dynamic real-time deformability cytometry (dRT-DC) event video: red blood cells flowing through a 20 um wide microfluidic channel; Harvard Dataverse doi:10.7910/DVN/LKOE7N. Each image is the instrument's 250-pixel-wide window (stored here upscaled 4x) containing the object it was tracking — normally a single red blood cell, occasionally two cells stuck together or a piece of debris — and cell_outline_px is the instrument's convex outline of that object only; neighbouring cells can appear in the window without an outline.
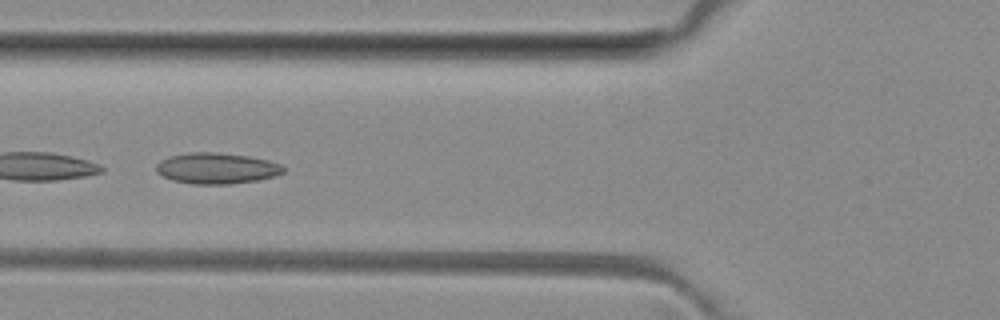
{"species": "common noctule bat (a hibernating species)", "species_latin": "Nyctalus noctula", "temperature_condition": "room temperature", "stored_images_in_passage": 6, "camera_frame_rate_fps": 3000, "um_per_image_px": 0.085, "animal": {"sex": "female", "body_mass_g": 29.2, "forearm_length_mm": 56.3}, "frame": {"image": 1, "passage_image": 5, "time_ms": 4.667, "image_size_px": [1000, 320], "cell_outline_px": [[284, 172], [276, 176], [256, 180], [228, 184], [192, 184], [172, 180], [156, 172], [156, 164], [160, 160], [168, 156], [188, 152], [216, 152], [248, 156], [268, 160], [280, 164], [284, 168]], "centroid_in_image_um": [18.39, 14.3], "position_along_channel_um": 107.4, "area_um2": 23.0}}
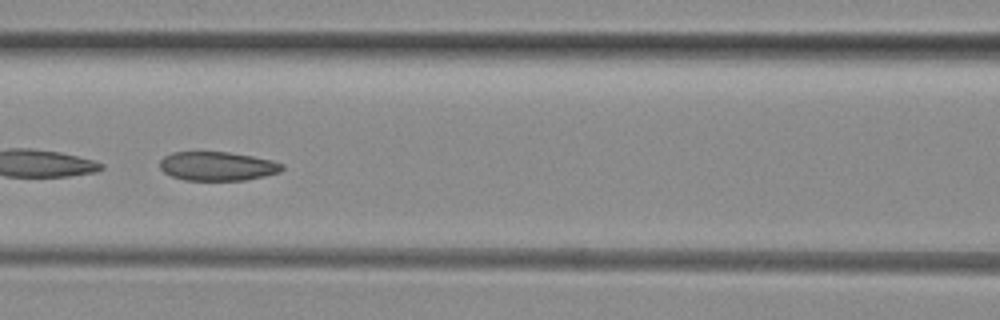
{"frame": {"image": 2, "passage_image": 6, "time_ms": 5.667, "image_size_px": [1000, 320], "cell_outline_px": [[284, 168], [280, 172], [264, 176], [244, 180], [184, 180], [172, 176], [164, 172], [160, 168], [160, 160], [164, 156], [172, 152], [228, 152], [252, 156], [272, 160], [284, 164]], "centroid_in_image_um": [18.48, 14.12], "position_along_channel_um": 148.1, "area_um2": 20.63}}